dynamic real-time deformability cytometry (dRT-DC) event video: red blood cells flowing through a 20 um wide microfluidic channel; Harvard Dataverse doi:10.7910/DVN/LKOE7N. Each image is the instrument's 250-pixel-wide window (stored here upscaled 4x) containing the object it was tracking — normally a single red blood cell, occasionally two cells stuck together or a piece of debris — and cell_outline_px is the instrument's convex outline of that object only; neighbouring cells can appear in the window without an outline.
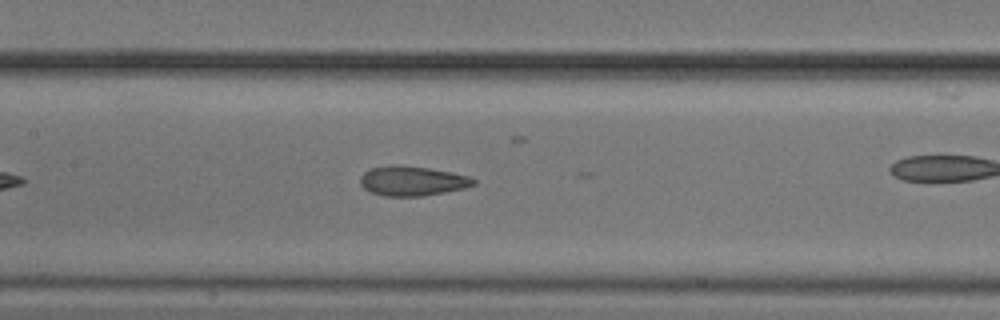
{"species": "common noctule bat (a hibernating species)", "species_latin": "Nyctalus noctula", "temperature_condition": "cold", "stored_images_in_passage": 31, "camera_frame_rate_fps": 3000, "um_per_image_px": 0.085, "animal": {"sex": "male", "body_mass_g": 20.5, "forearm_length_mm": 52.5}, "frame": {"image": 1, "passage_image": 14, "time_ms": 4.333, "image_size_px": [1000, 320], "cell_outline_px": [[476, 184], [464, 188], [424, 196], [384, 196], [372, 192], [364, 188], [360, 184], [360, 176], [364, 172], [372, 168], [392, 164], [400, 164], [428, 168], [452, 172], [468, 176], [476, 180]], "centroid_in_image_um": [35.03, 15.37], "position_along_channel_um": 172.4, "area_um2": 19.65}}
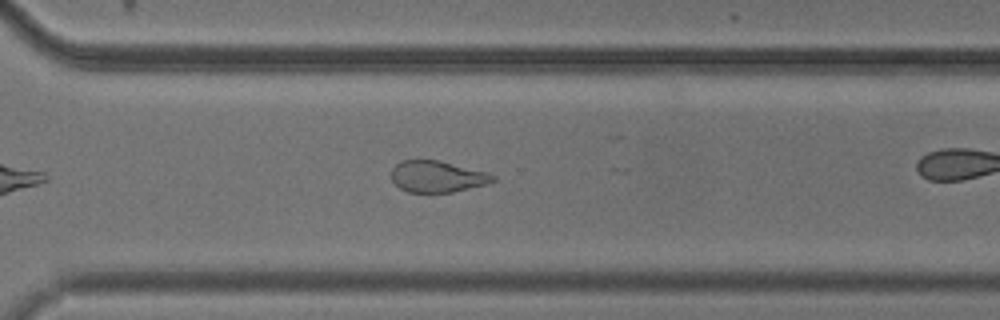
{"frame": {"image": 2, "passage_image": 27, "time_ms": 8.667, "image_size_px": [1000, 320], "cell_outline_px": [[496, 180], [488, 184], [452, 192], [408, 192], [400, 188], [392, 180], [392, 168], [400, 160], [440, 160], [484, 172], [496, 176]], "centroid_in_image_um": [37.16, 15.0], "position_along_channel_um": 333.4, "area_um2": 18.5}}